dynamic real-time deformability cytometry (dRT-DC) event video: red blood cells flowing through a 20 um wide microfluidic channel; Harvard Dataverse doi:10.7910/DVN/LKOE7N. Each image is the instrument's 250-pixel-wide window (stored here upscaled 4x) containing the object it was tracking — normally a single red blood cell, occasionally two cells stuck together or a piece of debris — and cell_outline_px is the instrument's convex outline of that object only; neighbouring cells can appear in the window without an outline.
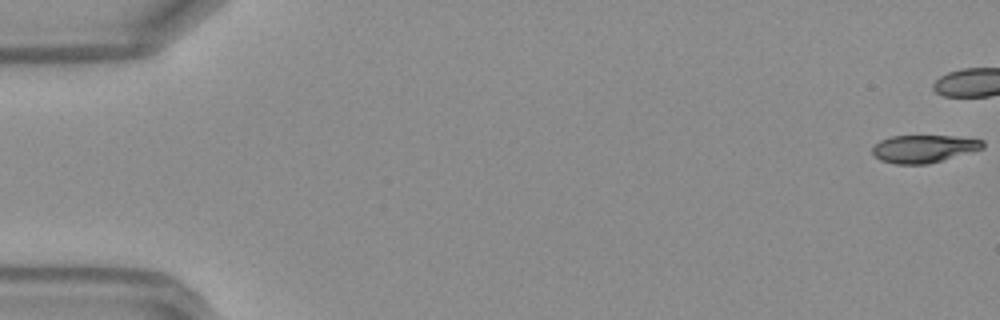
{"species": "Egyptian fruit bat (a non-hibernating species)", "species_latin": "Rousettus aegyptiacus", "temperature_condition": "warm", "stored_images_in_passage": 39, "camera_frame_rate_fps": 3000, "um_per_image_px": 0.085, "frame": {"image": 1, "passage_image": 1, "time_ms": 0.0, "image_size_px": [1000, 320], "cell_outline_px": [[984, 148], [928, 164], [896, 164], [880, 160], [872, 156], [872, 148], [880, 140], [892, 136], [956, 136], [984, 140]], "centroid_in_image_um": [78.5, 12.64], "position_along_channel_um": 6.5, "area_um2": 17.8}}